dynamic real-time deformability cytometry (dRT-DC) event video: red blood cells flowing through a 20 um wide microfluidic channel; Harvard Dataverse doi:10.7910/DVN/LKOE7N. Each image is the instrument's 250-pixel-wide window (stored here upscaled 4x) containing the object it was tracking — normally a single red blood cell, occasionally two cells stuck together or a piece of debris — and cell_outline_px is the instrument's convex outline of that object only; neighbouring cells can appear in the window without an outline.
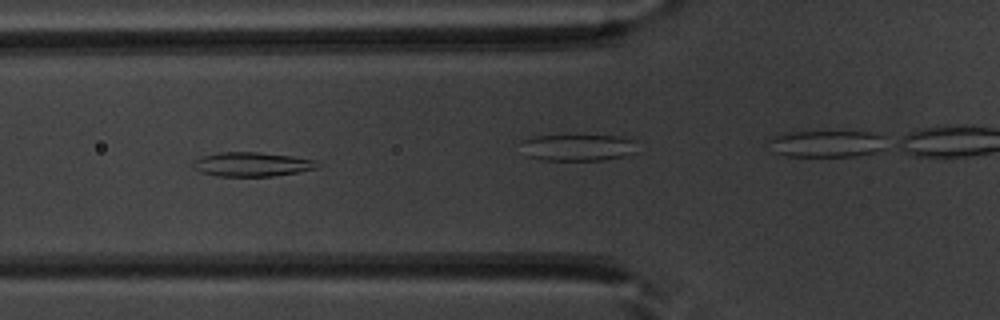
{"species": "common noctule bat (a hibernating species)", "species_latin": "Nyctalus noctula", "temperature_condition": "warm", "stored_images_in_passage": 53, "camera_frame_rate_fps": 3000, "um_per_image_px": 0.085, "animal": {"sex": "male", "body_mass_g": 20.1, "forearm_length_mm": 53.5}, "frame": {"image": 1, "passage_image": 20, "time_ms": 6.333, "image_size_px": [1000, 320], "cell_outline_px": [[320, 164], [316, 168], [296, 172], [272, 176], [216, 176], [200, 172], [192, 164], [192, 160], [204, 156], [220, 152], [260, 152], [292, 156], [316, 160]], "centroid_in_image_um": [21.4, 13.96], "position_along_channel_um": 104.4, "area_um2": 17.46}}
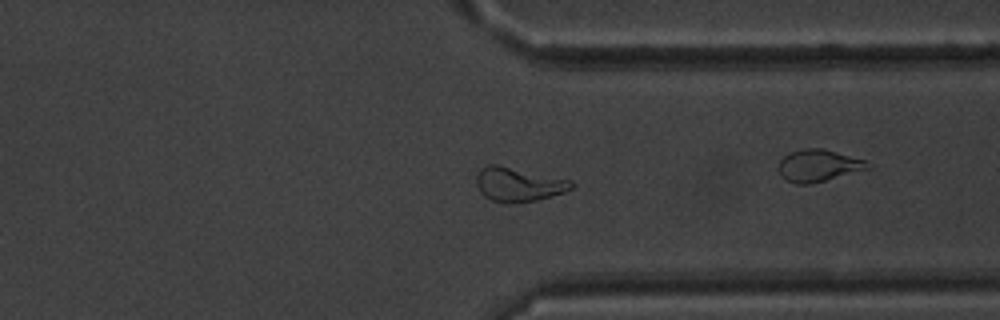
{"frame": {"image": 2, "passage_image": 40, "time_ms": 13.0, "image_size_px": [1000, 320], "cell_outline_px": [[572, 188], [564, 192], [536, 200], [508, 204], [504, 204], [492, 200], [484, 196], [480, 192], [476, 184], [476, 176], [480, 168], [488, 164], [496, 164], [572, 180]], "centroid_in_image_um": [44.02, 15.68], "position_along_channel_um": 367.4, "area_um2": 18.9}}
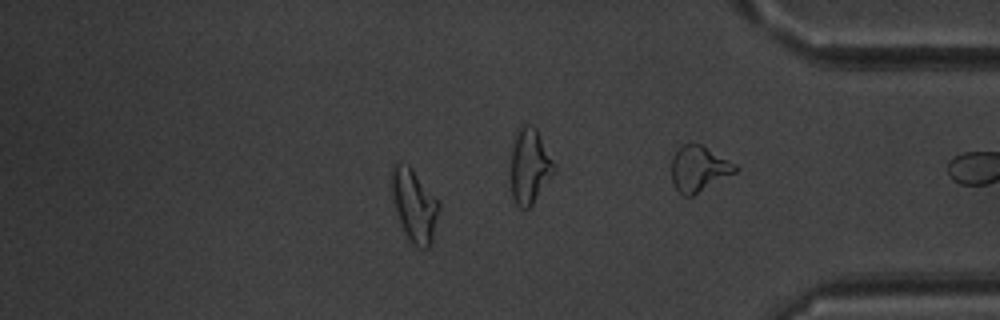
{"frame": {"image": 3, "passage_image": 45, "time_ms": 14.667, "image_size_px": [1000, 320], "cell_outline_px": [[440, 208], [432, 240], [428, 248], [416, 248], [412, 244], [404, 232], [400, 224], [396, 212], [388, 184], [392, 164], [396, 160], [400, 160], [408, 164], [412, 168], [440, 200]], "centroid_in_image_um": [35.17, 17.37], "position_along_channel_um": 400.0, "area_um2": 20.98}, "authors_computed_cell_mechanics": {"area_um2": 18.7272, "velocity_mm_per_s": 3.9538, "shape_relaxation_time_tau1_ms": 9.6107, "shape_relaxation_time_tau2_ms": 3.959, "deformation_change_tau1": 0.2108, "deformation_change_tau2": 0.1011}}